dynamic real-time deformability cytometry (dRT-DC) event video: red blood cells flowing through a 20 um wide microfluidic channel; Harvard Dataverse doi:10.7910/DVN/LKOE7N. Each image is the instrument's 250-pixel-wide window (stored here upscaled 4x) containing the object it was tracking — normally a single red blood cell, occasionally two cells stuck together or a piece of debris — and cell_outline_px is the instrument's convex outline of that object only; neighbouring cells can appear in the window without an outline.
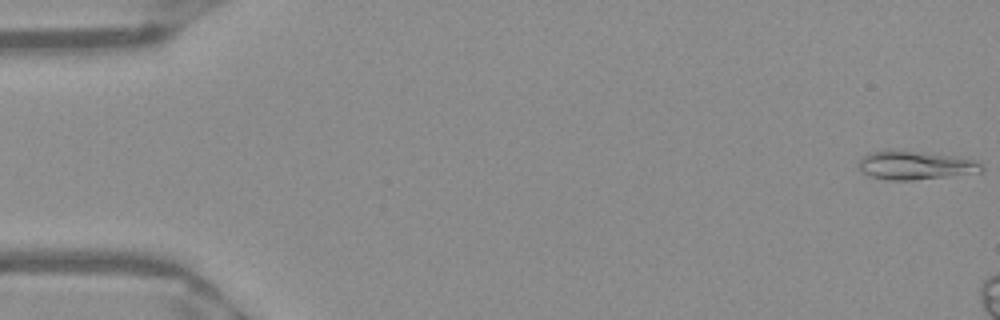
{"species": "Egyptian fruit bat (a non-hibernating species)", "species_latin": "Rousettus aegyptiacus", "temperature_condition": "warm", "stored_images_in_passage": 7, "camera_frame_rate_fps": 3000, "um_per_image_px": 0.085, "frame": {"image": 1, "passage_image": 1, "time_ms": 0.0, "image_size_px": [1000, 320], "cell_outline_px": [[984, 168], [980, 172], [912, 180], [884, 180], [868, 176], [860, 172], [860, 160], [864, 156], [872, 152], [884, 148], [892, 148], [960, 156], [976, 160], [984, 164]], "centroid_in_image_um": [77.8, 14.02], "position_along_channel_um": 7.2, "area_um2": 21.1}}